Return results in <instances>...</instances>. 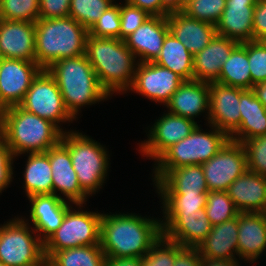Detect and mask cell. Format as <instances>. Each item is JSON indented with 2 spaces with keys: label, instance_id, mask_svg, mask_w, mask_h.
Here are the masks:
<instances>
[{
  "label": "cell",
  "instance_id": "obj_1",
  "mask_svg": "<svg viewBox=\"0 0 266 266\" xmlns=\"http://www.w3.org/2000/svg\"><path fill=\"white\" fill-rule=\"evenodd\" d=\"M162 235L161 220L102 214L100 245L106 258H142Z\"/></svg>",
  "mask_w": 266,
  "mask_h": 266
},
{
  "label": "cell",
  "instance_id": "obj_2",
  "mask_svg": "<svg viewBox=\"0 0 266 266\" xmlns=\"http://www.w3.org/2000/svg\"><path fill=\"white\" fill-rule=\"evenodd\" d=\"M85 55L109 96L131 87L138 62L124 40L88 35Z\"/></svg>",
  "mask_w": 266,
  "mask_h": 266
},
{
  "label": "cell",
  "instance_id": "obj_3",
  "mask_svg": "<svg viewBox=\"0 0 266 266\" xmlns=\"http://www.w3.org/2000/svg\"><path fill=\"white\" fill-rule=\"evenodd\" d=\"M2 140L16 157L22 153H44L61 141L63 132L52 122L19 105L0 112Z\"/></svg>",
  "mask_w": 266,
  "mask_h": 266
},
{
  "label": "cell",
  "instance_id": "obj_4",
  "mask_svg": "<svg viewBox=\"0 0 266 266\" xmlns=\"http://www.w3.org/2000/svg\"><path fill=\"white\" fill-rule=\"evenodd\" d=\"M46 70L58 84L64 106L74 119L82 106L110 97L85 54L57 60Z\"/></svg>",
  "mask_w": 266,
  "mask_h": 266
},
{
  "label": "cell",
  "instance_id": "obj_5",
  "mask_svg": "<svg viewBox=\"0 0 266 266\" xmlns=\"http://www.w3.org/2000/svg\"><path fill=\"white\" fill-rule=\"evenodd\" d=\"M88 30L72 17L35 22L36 63L47 69L57 60L85 54Z\"/></svg>",
  "mask_w": 266,
  "mask_h": 266
},
{
  "label": "cell",
  "instance_id": "obj_6",
  "mask_svg": "<svg viewBox=\"0 0 266 266\" xmlns=\"http://www.w3.org/2000/svg\"><path fill=\"white\" fill-rule=\"evenodd\" d=\"M211 132L194 131L177 144L168 148L157 160L154 179H162L171 169L189 165H201L218 153L230 137L213 125Z\"/></svg>",
  "mask_w": 266,
  "mask_h": 266
},
{
  "label": "cell",
  "instance_id": "obj_7",
  "mask_svg": "<svg viewBox=\"0 0 266 266\" xmlns=\"http://www.w3.org/2000/svg\"><path fill=\"white\" fill-rule=\"evenodd\" d=\"M61 142L69 150L81 190L87 196L96 193L109 168L106 148L77 131L63 132Z\"/></svg>",
  "mask_w": 266,
  "mask_h": 266
},
{
  "label": "cell",
  "instance_id": "obj_8",
  "mask_svg": "<svg viewBox=\"0 0 266 266\" xmlns=\"http://www.w3.org/2000/svg\"><path fill=\"white\" fill-rule=\"evenodd\" d=\"M14 218L0 225V262L6 266L48 265L44 255V243L28 223ZM30 231V232H29Z\"/></svg>",
  "mask_w": 266,
  "mask_h": 266
},
{
  "label": "cell",
  "instance_id": "obj_9",
  "mask_svg": "<svg viewBox=\"0 0 266 266\" xmlns=\"http://www.w3.org/2000/svg\"><path fill=\"white\" fill-rule=\"evenodd\" d=\"M71 209L70 206L61 226L44 242L46 260L59 250L100 244L102 213Z\"/></svg>",
  "mask_w": 266,
  "mask_h": 266
},
{
  "label": "cell",
  "instance_id": "obj_10",
  "mask_svg": "<svg viewBox=\"0 0 266 266\" xmlns=\"http://www.w3.org/2000/svg\"><path fill=\"white\" fill-rule=\"evenodd\" d=\"M19 106L54 123L62 132L58 124L74 119L64 106L58 84L46 69L33 80Z\"/></svg>",
  "mask_w": 266,
  "mask_h": 266
},
{
  "label": "cell",
  "instance_id": "obj_11",
  "mask_svg": "<svg viewBox=\"0 0 266 266\" xmlns=\"http://www.w3.org/2000/svg\"><path fill=\"white\" fill-rule=\"evenodd\" d=\"M208 191H227L247 168V155L242 143L228 140L207 162L201 164Z\"/></svg>",
  "mask_w": 266,
  "mask_h": 266
},
{
  "label": "cell",
  "instance_id": "obj_12",
  "mask_svg": "<svg viewBox=\"0 0 266 266\" xmlns=\"http://www.w3.org/2000/svg\"><path fill=\"white\" fill-rule=\"evenodd\" d=\"M42 70L36 61L4 58L0 62V112L19 105Z\"/></svg>",
  "mask_w": 266,
  "mask_h": 266
},
{
  "label": "cell",
  "instance_id": "obj_13",
  "mask_svg": "<svg viewBox=\"0 0 266 266\" xmlns=\"http://www.w3.org/2000/svg\"><path fill=\"white\" fill-rule=\"evenodd\" d=\"M183 82L184 79L177 73L155 62H138L129 91H136L152 101L166 105Z\"/></svg>",
  "mask_w": 266,
  "mask_h": 266
},
{
  "label": "cell",
  "instance_id": "obj_14",
  "mask_svg": "<svg viewBox=\"0 0 266 266\" xmlns=\"http://www.w3.org/2000/svg\"><path fill=\"white\" fill-rule=\"evenodd\" d=\"M197 126V122L191 119L165 113L151 127L149 139L141 143L139 151L156 161L168 148L189 136Z\"/></svg>",
  "mask_w": 266,
  "mask_h": 266
},
{
  "label": "cell",
  "instance_id": "obj_15",
  "mask_svg": "<svg viewBox=\"0 0 266 266\" xmlns=\"http://www.w3.org/2000/svg\"><path fill=\"white\" fill-rule=\"evenodd\" d=\"M243 88L209 82L208 123L229 137L240 126V93Z\"/></svg>",
  "mask_w": 266,
  "mask_h": 266
},
{
  "label": "cell",
  "instance_id": "obj_16",
  "mask_svg": "<svg viewBox=\"0 0 266 266\" xmlns=\"http://www.w3.org/2000/svg\"><path fill=\"white\" fill-rule=\"evenodd\" d=\"M162 235L182 247L197 248L212 230L205 209L195 213H164Z\"/></svg>",
  "mask_w": 266,
  "mask_h": 266
},
{
  "label": "cell",
  "instance_id": "obj_17",
  "mask_svg": "<svg viewBox=\"0 0 266 266\" xmlns=\"http://www.w3.org/2000/svg\"><path fill=\"white\" fill-rule=\"evenodd\" d=\"M45 153L48 155L51 165L52 194L59 196L58 190L68 198L69 203L81 208L88 196L81 190L68 148L60 141Z\"/></svg>",
  "mask_w": 266,
  "mask_h": 266
},
{
  "label": "cell",
  "instance_id": "obj_18",
  "mask_svg": "<svg viewBox=\"0 0 266 266\" xmlns=\"http://www.w3.org/2000/svg\"><path fill=\"white\" fill-rule=\"evenodd\" d=\"M0 50L5 59L36 61L35 23L0 18Z\"/></svg>",
  "mask_w": 266,
  "mask_h": 266
},
{
  "label": "cell",
  "instance_id": "obj_19",
  "mask_svg": "<svg viewBox=\"0 0 266 266\" xmlns=\"http://www.w3.org/2000/svg\"><path fill=\"white\" fill-rule=\"evenodd\" d=\"M169 32L167 16H151L124 41L139 61L154 62Z\"/></svg>",
  "mask_w": 266,
  "mask_h": 266
},
{
  "label": "cell",
  "instance_id": "obj_20",
  "mask_svg": "<svg viewBox=\"0 0 266 266\" xmlns=\"http://www.w3.org/2000/svg\"><path fill=\"white\" fill-rule=\"evenodd\" d=\"M257 0H226L225 9L215 25L218 35L239 43L253 40V15Z\"/></svg>",
  "mask_w": 266,
  "mask_h": 266
},
{
  "label": "cell",
  "instance_id": "obj_21",
  "mask_svg": "<svg viewBox=\"0 0 266 266\" xmlns=\"http://www.w3.org/2000/svg\"><path fill=\"white\" fill-rule=\"evenodd\" d=\"M31 202L30 219L34 231L44 243L62 224L70 207L65 198L54 194L34 195L28 197ZM42 232V233H41Z\"/></svg>",
  "mask_w": 266,
  "mask_h": 266
},
{
  "label": "cell",
  "instance_id": "obj_22",
  "mask_svg": "<svg viewBox=\"0 0 266 266\" xmlns=\"http://www.w3.org/2000/svg\"><path fill=\"white\" fill-rule=\"evenodd\" d=\"M169 31L194 56L201 52L214 38L215 25L187 16L182 11L167 15Z\"/></svg>",
  "mask_w": 266,
  "mask_h": 266
},
{
  "label": "cell",
  "instance_id": "obj_23",
  "mask_svg": "<svg viewBox=\"0 0 266 266\" xmlns=\"http://www.w3.org/2000/svg\"><path fill=\"white\" fill-rule=\"evenodd\" d=\"M226 192L240 213H266V177L247 169Z\"/></svg>",
  "mask_w": 266,
  "mask_h": 266
},
{
  "label": "cell",
  "instance_id": "obj_24",
  "mask_svg": "<svg viewBox=\"0 0 266 266\" xmlns=\"http://www.w3.org/2000/svg\"><path fill=\"white\" fill-rule=\"evenodd\" d=\"M238 44L236 40L216 34L201 52L193 56V80L215 82L222 65Z\"/></svg>",
  "mask_w": 266,
  "mask_h": 266
},
{
  "label": "cell",
  "instance_id": "obj_25",
  "mask_svg": "<svg viewBox=\"0 0 266 266\" xmlns=\"http://www.w3.org/2000/svg\"><path fill=\"white\" fill-rule=\"evenodd\" d=\"M238 256L255 261L266 249V213H239Z\"/></svg>",
  "mask_w": 266,
  "mask_h": 266
},
{
  "label": "cell",
  "instance_id": "obj_26",
  "mask_svg": "<svg viewBox=\"0 0 266 266\" xmlns=\"http://www.w3.org/2000/svg\"><path fill=\"white\" fill-rule=\"evenodd\" d=\"M165 106L169 113L194 121V117L209 110V82L184 80Z\"/></svg>",
  "mask_w": 266,
  "mask_h": 266
},
{
  "label": "cell",
  "instance_id": "obj_27",
  "mask_svg": "<svg viewBox=\"0 0 266 266\" xmlns=\"http://www.w3.org/2000/svg\"><path fill=\"white\" fill-rule=\"evenodd\" d=\"M202 258L238 261L237 217L212 226L211 232L197 247ZM234 253V254H233Z\"/></svg>",
  "mask_w": 266,
  "mask_h": 266
},
{
  "label": "cell",
  "instance_id": "obj_28",
  "mask_svg": "<svg viewBox=\"0 0 266 266\" xmlns=\"http://www.w3.org/2000/svg\"><path fill=\"white\" fill-rule=\"evenodd\" d=\"M159 194L207 195L208 187L202 165L171 169L162 179L153 180Z\"/></svg>",
  "mask_w": 266,
  "mask_h": 266
},
{
  "label": "cell",
  "instance_id": "obj_29",
  "mask_svg": "<svg viewBox=\"0 0 266 266\" xmlns=\"http://www.w3.org/2000/svg\"><path fill=\"white\" fill-rule=\"evenodd\" d=\"M240 126L230 136V140L244 143L254 137L266 134V108L258 100L252 89L240 93Z\"/></svg>",
  "mask_w": 266,
  "mask_h": 266
},
{
  "label": "cell",
  "instance_id": "obj_30",
  "mask_svg": "<svg viewBox=\"0 0 266 266\" xmlns=\"http://www.w3.org/2000/svg\"><path fill=\"white\" fill-rule=\"evenodd\" d=\"M156 64L177 73L184 80H193V55L169 31Z\"/></svg>",
  "mask_w": 266,
  "mask_h": 266
},
{
  "label": "cell",
  "instance_id": "obj_31",
  "mask_svg": "<svg viewBox=\"0 0 266 266\" xmlns=\"http://www.w3.org/2000/svg\"><path fill=\"white\" fill-rule=\"evenodd\" d=\"M27 197L52 194V171L48 155L29 153L24 171Z\"/></svg>",
  "mask_w": 266,
  "mask_h": 266
},
{
  "label": "cell",
  "instance_id": "obj_32",
  "mask_svg": "<svg viewBox=\"0 0 266 266\" xmlns=\"http://www.w3.org/2000/svg\"><path fill=\"white\" fill-rule=\"evenodd\" d=\"M249 68L246 42L239 43L222 65L220 76L215 82L226 86L252 89Z\"/></svg>",
  "mask_w": 266,
  "mask_h": 266
},
{
  "label": "cell",
  "instance_id": "obj_33",
  "mask_svg": "<svg viewBox=\"0 0 266 266\" xmlns=\"http://www.w3.org/2000/svg\"><path fill=\"white\" fill-rule=\"evenodd\" d=\"M106 256L101 245H87L56 251L49 266H105Z\"/></svg>",
  "mask_w": 266,
  "mask_h": 266
},
{
  "label": "cell",
  "instance_id": "obj_34",
  "mask_svg": "<svg viewBox=\"0 0 266 266\" xmlns=\"http://www.w3.org/2000/svg\"><path fill=\"white\" fill-rule=\"evenodd\" d=\"M205 211L212 226L235 218L240 213L226 191H208Z\"/></svg>",
  "mask_w": 266,
  "mask_h": 266
},
{
  "label": "cell",
  "instance_id": "obj_35",
  "mask_svg": "<svg viewBox=\"0 0 266 266\" xmlns=\"http://www.w3.org/2000/svg\"><path fill=\"white\" fill-rule=\"evenodd\" d=\"M114 0H70L69 17L89 30Z\"/></svg>",
  "mask_w": 266,
  "mask_h": 266
},
{
  "label": "cell",
  "instance_id": "obj_36",
  "mask_svg": "<svg viewBox=\"0 0 266 266\" xmlns=\"http://www.w3.org/2000/svg\"><path fill=\"white\" fill-rule=\"evenodd\" d=\"M0 18L35 23L39 19V0H2Z\"/></svg>",
  "mask_w": 266,
  "mask_h": 266
},
{
  "label": "cell",
  "instance_id": "obj_37",
  "mask_svg": "<svg viewBox=\"0 0 266 266\" xmlns=\"http://www.w3.org/2000/svg\"><path fill=\"white\" fill-rule=\"evenodd\" d=\"M226 0H188L182 10L187 16L216 25L225 9Z\"/></svg>",
  "mask_w": 266,
  "mask_h": 266
},
{
  "label": "cell",
  "instance_id": "obj_38",
  "mask_svg": "<svg viewBox=\"0 0 266 266\" xmlns=\"http://www.w3.org/2000/svg\"><path fill=\"white\" fill-rule=\"evenodd\" d=\"M164 213H195L205 209L207 195L161 194Z\"/></svg>",
  "mask_w": 266,
  "mask_h": 266
},
{
  "label": "cell",
  "instance_id": "obj_39",
  "mask_svg": "<svg viewBox=\"0 0 266 266\" xmlns=\"http://www.w3.org/2000/svg\"><path fill=\"white\" fill-rule=\"evenodd\" d=\"M88 35L120 39V4L115 2L109 6L88 30Z\"/></svg>",
  "mask_w": 266,
  "mask_h": 266
},
{
  "label": "cell",
  "instance_id": "obj_40",
  "mask_svg": "<svg viewBox=\"0 0 266 266\" xmlns=\"http://www.w3.org/2000/svg\"><path fill=\"white\" fill-rule=\"evenodd\" d=\"M175 242L161 235L142 257V266H174Z\"/></svg>",
  "mask_w": 266,
  "mask_h": 266
},
{
  "label": "cell",
  "instance_id": "obj_41",
  "mask_svg": "<svg viewBox=\"0 0 266 266\" xmlns=\"http://www.w3.org/2000/svg\"><path fill=\"white\" fill-rule=\"evenodd\" d=\"M249 70L254 85L266 81V45L263 41L246 42Z\"/></svg>",
  "mask_w": 266,
  "mask_h": 266
},
{
  "label": "cell",
  "instance_id": "obj_42",
  "mask_svg": "<svg viewBox=\"0 0 266 266\" xmlns=\"http://www.w3.org/2000/svg\"><path fill=\"white\" fill-rule=\"evenodd\" d=\"M243 145L248 170L266 177V134L246 140Z\"/></svg>",
  "mask_w": 266,
  "mask_h": 266
},
{
  "label": "cell",
  "instance_id": "obj_43",
  "mask_svg": "<svg viewBox=\"0 0 266 266\" xmlns=\"http://www.w3.org/2000/svg\"><path fill=\"white\" fill-rule=\"evenodd\" d=\"M151 16L142 9L125 1L120 4V40H125Z\"/></svg>",
  "mask_w": 266,
  "mask_h": 266
},
{
  "label": "cell",
  "instance_id": "obj_44",
  "mask_svg": "<svg viewBox=\"0 0 266 266\" xmlns=\"http://www.w3.org/2000/svg\"><path fill=\"white\" fill-rule=\"evenodd\" d=\"M69 9L70 0H39V18H65Z\"/></svg>",
  "mask_w": 266,
  "mask_h": 266
},
{
  "label": "cell",
  "instance_id": "obj_45",
  "mask_svg": "<svg viewBox=\"0 0 266 266\" xmlns=\"http://www.w3.org/2000/svg\"><path fill=\"white\" fill-rule=\"evenodd\" d=\"M15 156L12 154L8 145L0 141V193L4 188L8 187L12 181L13 175V159Z\"/></svg>",
  "mask_w": 266,
  "mask_h": 266
},
{
  "label": "cell",
  "instance_id": "obj_46",
  "mask_svg": "<svg viewBox=\"0 0 266 266\" xmlns=\"http://www.w3.org/2000/svg\"><path fill=\"white\" fill-rule=\"evenodd\" d=\"M202 257L197 248L182 247L175 242L174 266H201Z\"/></svg>",
  "mask_w": 266,
  "mask_h": 266
},
{
  "label": "cell",
  "instance_id": "obj_47",
  "mask_svg": "<svg viewBox=\"0 0 266 266\" xmlns=\"http://www.w3.org/2000/svg\"><path fill=\"white\" fill-rule=\"evenodd\" d=\"M266 38V0H257L253 15V40Z\"/></svg>",
  "mask_w": 266,
  "mask_h": 266
},
{
  "label": "cell",
  "instance_id": "obj_48",
  "mask_svg": "<svg viewBox=\"0 0 266 266\" xmlns=\"http://www.w3.org/2000/svg\"><path fill=\"white\" fill-rule=\"evenodd\" d=\"M127 3L146 11L150 16H167L169 12L161 0H125Z\"/></svg>",
  "mask_w": 266,
  "mask_h": 266
},
{
  "label": "cell",
  "instance_id": "obj_49",
  "mask_svg": "<svg viewBox=\"0 0 266 266\" xmlns=\"http://www.w3.org/2000/svg\"><path fill=\"white\" fill-rule=\"evenodd\" d=\"M105 266H142V258H106Z\"/></svg>",
  "mask_w": 266,
  "mask_h": 266
},
{
  "label": "cell",
  "instance_id": "obj_50",
  "mask_svg": "<svg viewBox=\"0 0 266 266\" xmlns=\"http://www.w3.org/2000/svg\"><path fill=\"white\" fill-rule=\"evenodd\" d=\"M161 2L169 13L182 11L186 4V0H161Z\"/></svg>",
  "mask_w": 266,
  "mask_h": 266
},
{
  "label": "cell",
  "instance_id": "obj_51",
  "mask_svg": "<svg viewBox=\"0 0 266 266\" xmlns=\"http://www.w3.org/2000/svg\"><path fill=\"white\" fill-rule=\"evenodd\" d=\"M201 266H239L237 261L202 258Z\"/></svg>",
  "mask_w": 266,
  "mask_h": 266
},
{
  "label": "cell",
  "instance_id": "obj_52",
  "mask_svg": "<svg viewBox=\"0 0 266 266\" xmlns=\"http://www.w3.org/2000/svg\"><path fill=\"white\" fill-rule=\"evenodd\" d=\"M252 90L254 91L258 100L266 108V81L254 85Z\"/></svg>",
  "mask_w": 266,
  "mask_h": 266
},
{
  "label": "cell",
  "instance_id": "obj_53",
  "mask_svg": "<svg viewBox=\"0 0 266 266\" xmlns=\"http://www.w3.org/2000/svg\"><path fill=\"white\" fill-rule=\"evenodd\" d=\"M2 140V119L0 116V141Z\"/></svg>",
  "mask_w": 266,
  "mask_h": 266
},
{
  "label": "cell",
  "instance_id": "obj_54",
  "mask_svg": "<svg viewBox=\"0 0 266 266\" xmlns=\"http://www.w3.org/2000/svg\"><path fill=\"white\" fill-rule=\"evenodd\" d=\"M4 59L3 55L1 54V50H0V62Z\"/></svg>",
  "mask_w": 266,
  "mask_h": 266
}]
</instances>
